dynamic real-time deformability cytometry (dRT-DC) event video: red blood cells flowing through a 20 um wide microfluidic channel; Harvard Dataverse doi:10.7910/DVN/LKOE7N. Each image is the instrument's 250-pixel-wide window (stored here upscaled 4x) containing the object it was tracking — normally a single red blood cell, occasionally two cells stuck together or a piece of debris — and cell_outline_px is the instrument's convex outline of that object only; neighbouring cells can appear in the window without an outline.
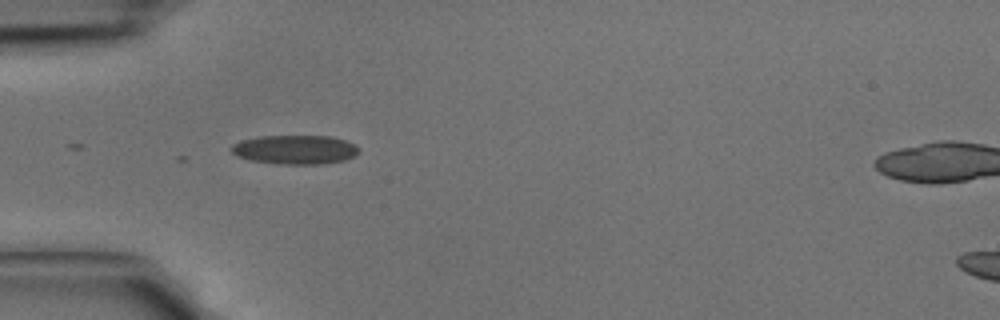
{"species": "common noctule bat (a hibernating species)", "species_latin": "Nyctalus noctula", "temperature_condition": "cold", "stored_images_in_passage": 3, "camera_frame_rate_fps": 3000, "um_per_image_px": 0.085, "animal": {"sex": "male", "body_mass_g": 15.6}, "frame": {"image": 1, "passage_image": 1, "time_ms": 0.0, "image_size_px": [1000, 320], "cell_outline_px": [[360, 152], [356, 156], [344, 160], [324, 164], [284, 164], [248, 160], [236, 156], [228, 148], [232, 144], [240, 140], [260, 136], [328, 136], [344, 140], [356, 144], [360, 148]], "centroid_in_image_um": [25.08, 12.72], "position_along_channel_um": 59.9, "area_um2": 21.91}}